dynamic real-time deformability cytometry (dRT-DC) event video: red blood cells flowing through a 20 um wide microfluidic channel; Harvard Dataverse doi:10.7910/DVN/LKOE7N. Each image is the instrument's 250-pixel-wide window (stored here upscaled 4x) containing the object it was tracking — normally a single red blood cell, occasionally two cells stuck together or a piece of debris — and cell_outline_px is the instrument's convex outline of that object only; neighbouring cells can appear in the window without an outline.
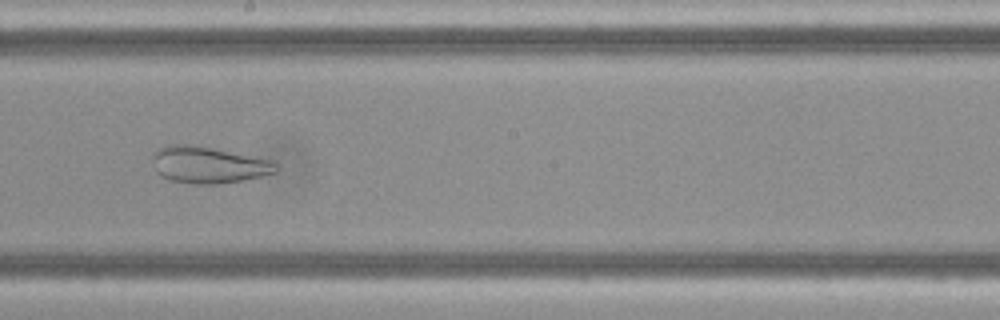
{"species": "Egyptian fruit bat (a non-hibernating species)", "species_latin": "Rousettus aegyptiacus", "temperature_condition": "cold", "stored_images_in_passage": 41, "camera_frame_rate_fps": 3000, "um_per_image_px": 0.085, "frame": {"image": 1, "passage_image": 18, "time_ms": 5.667, "image_size_px": [1000, 320], "cell_outline_px": [[280, 168], [276, 172], [260, 176], [240, 180], [216, 184], [196, 184], [172, 180], [160, 176], [156, 172], [152, 160], [152, 152], [160, 148], [172, 144], [192, 144], [276, 160]], "centroid_in_image_um": [17.74, 14.0], "position_along_channel_um": 230.5, "area_um2": 26.59}}